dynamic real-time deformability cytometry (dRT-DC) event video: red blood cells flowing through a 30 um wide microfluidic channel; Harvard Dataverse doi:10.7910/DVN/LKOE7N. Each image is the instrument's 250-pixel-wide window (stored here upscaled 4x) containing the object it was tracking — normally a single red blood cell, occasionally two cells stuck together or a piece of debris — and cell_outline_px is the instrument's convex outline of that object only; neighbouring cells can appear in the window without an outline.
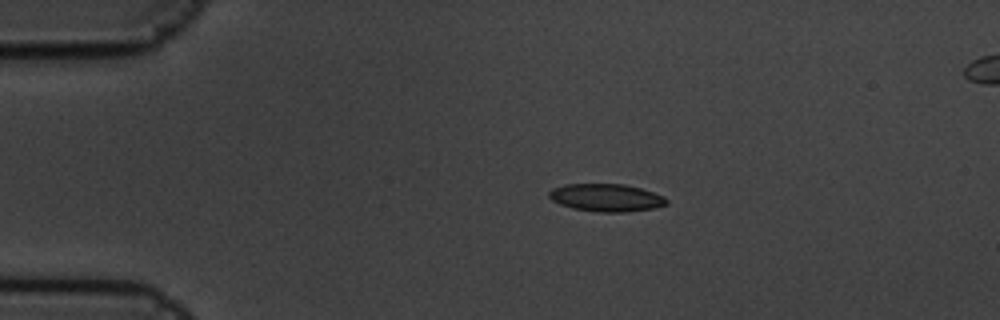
{"species": "common noctule bat (a hibernating species)", "species_latin": "Nyctalus noctula", "temperature_condition": "cold", "stored_images_in_passage": 6, "camera_frame_rate_fps": 3000, "um_per_image_px": 0.085, "animal": {"sex": "male", "body_mass_g": 19.5, "forearm_length_mm": 54.6}, "frame": {"image": 1, "passage_image": 3, "time_ms": 0.667, "image_size_px": [1000, 320], "cell_outline_px": [[668, 204], [652, 208], [628, 212], [600, 212], [572, 208], [560, 204], [552, 200], [548, 196], [548, 192], [552, 188], [564, 184], [624, 184], [640, 188], [664, 196], [668, 200]], "centroid_in_image_um": [51.51, 16.8], "position_along_channel_um": 33.5, "area_um2": 18.96}}
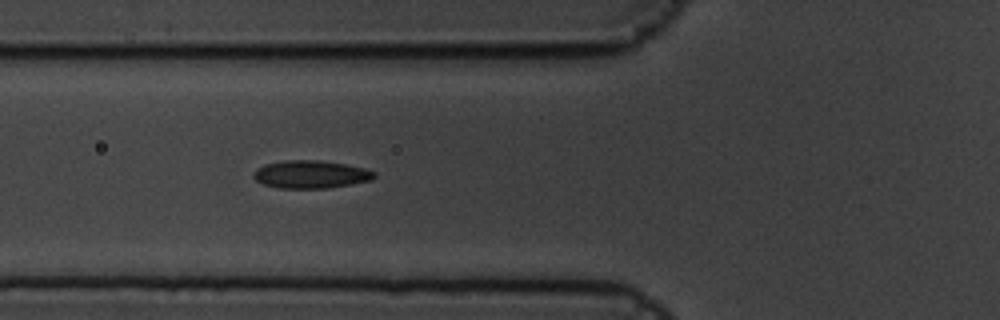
{"frame": {"image": 2, "passage_image": 6, "time_ms": 1.667, "image_size_px": [1000, 320], "cell_outline_px": [[376, 176], [372, 180], [352, 184], [328, 188], [276, 188], [264, 184], [256, 180], [252, 176], [252, 172], [256, 168], [264, 164], [284, 160], [320, 160], [348, 164], [364, 168], [376, 172]], "centroid_in_image_um": [26.41, 14.81], "position_along_channel_um": 99.4, "area_um2": 19.88}}